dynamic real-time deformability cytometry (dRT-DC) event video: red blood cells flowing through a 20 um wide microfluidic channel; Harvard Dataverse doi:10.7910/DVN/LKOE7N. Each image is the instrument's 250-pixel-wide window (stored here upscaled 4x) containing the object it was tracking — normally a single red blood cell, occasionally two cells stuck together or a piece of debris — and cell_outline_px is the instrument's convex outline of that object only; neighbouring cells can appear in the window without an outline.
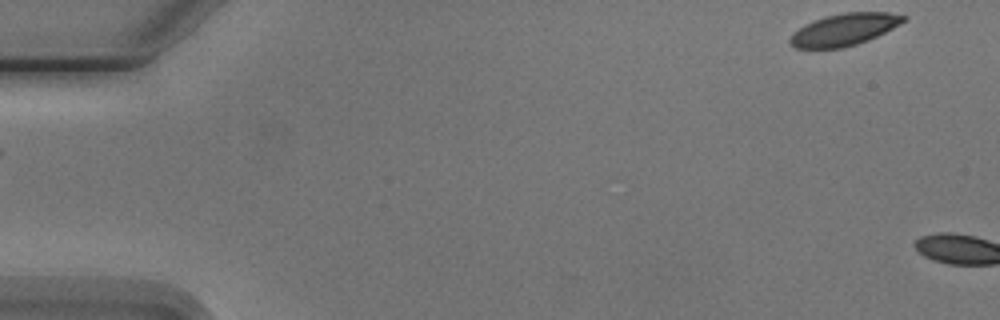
{"species": "Egyptian fruit bat (a non-hibernating species)", "species_latin": "Rousettus aegyptiacus", "temperature_condition": "cold", "stored_images_in_passage": 6, "camera_frame_rate_fps": 3000, "um_per_image_px": 0.085, "animal": {"sex": "male"}, "frame": {"image": 1, "passage_image": 6, "time_ms": 7.0, "image_size_px": [1000, 320], "cell_outline_px": [[908, 20], [868, 40], [844, 48], [796, 48], [788, 40], [792, 32], [804, 24], [812, 20], [824, 16], [844, 12], [888, 12], [908, 16]], "centroid_in_image_um": [71.75, 2.5], "position_along_channel_um": 13.3, "area_um2": 21.33}}